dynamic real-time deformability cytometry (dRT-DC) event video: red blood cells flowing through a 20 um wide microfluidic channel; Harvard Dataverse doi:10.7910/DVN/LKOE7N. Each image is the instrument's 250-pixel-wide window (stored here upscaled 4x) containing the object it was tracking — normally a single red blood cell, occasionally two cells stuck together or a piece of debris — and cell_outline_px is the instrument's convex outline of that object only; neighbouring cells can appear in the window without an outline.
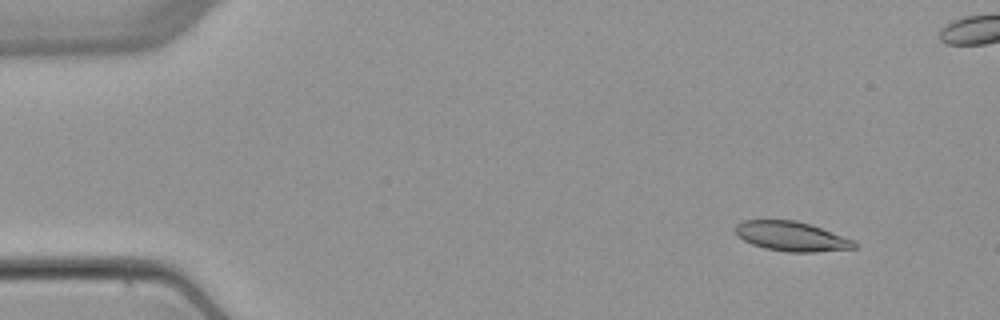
{"species": "common noctule bat (a hibernating species)", "species_latin": "Nyctalus noctula", "temperature_condition": "warm", "stored_images_in_passage": 5, "camera_frame_rate_fps": 3000, "um_per_image_px": 0.085, "animal": {"sex": "female", "body_mass_g": 22.7, "forearm_length_mm": 54.2}, "frame": {"image": 1, "passage_image": 2, "time_ms": 1.333, "image_size_px": [1000, 320], "cell_outline_px": [[860, 248], [816, 252], [788, 252], [764, 248], [752, 244], [736, 236], [732, 228], [740, 220], [796, 220], [856, 240], [860, 244]], "centroid_in_image_um": [67.28, 20.1], "position_along_channel_um": 17.7, "area_um2": 20.92}}